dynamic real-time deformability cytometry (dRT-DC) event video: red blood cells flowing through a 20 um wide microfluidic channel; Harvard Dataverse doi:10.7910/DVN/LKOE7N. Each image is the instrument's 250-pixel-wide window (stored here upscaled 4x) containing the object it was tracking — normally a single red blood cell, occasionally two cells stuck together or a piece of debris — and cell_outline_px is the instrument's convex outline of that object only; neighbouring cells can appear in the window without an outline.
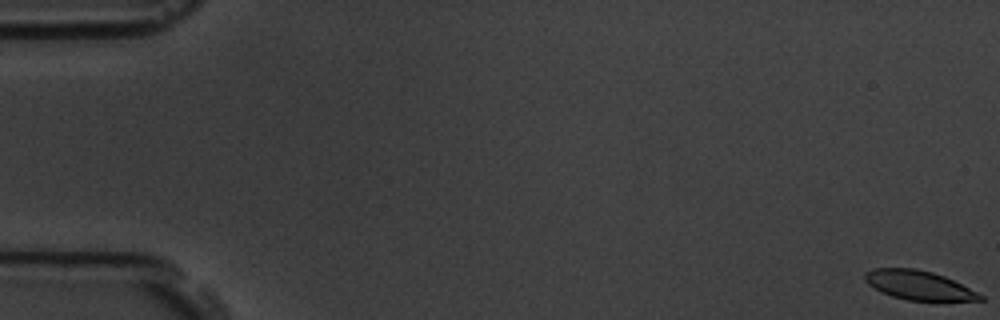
{"species": "common noctule bat (a hibernating species)", "species_latin": "Nyctalus noctula", "temperature_condition": "room temperature", "stored_images_in_passage": 59, "camera_frame_rate_fps": 3000, "um_per_image_px": 0.085, "animal": {"sex": "male", "body_mass_g": 19.5, "forearm_length_mm": 54.6}, "frame": {"image": 1, "passage_image": 1, "time_ms": 0.0, "image_size_px": [1000, 320], "cell_outline_px": [[984, 300], [908, 300], [892, 296], [880, 292], [868, 284], [864, 280], [864, 272], [872, 268], [916, 268], [932, 272], [944, 276], [984, 296]], "centroid_in_image_um": [78.01, 24.23], "position_along_channel_um": 7.0, "area_um2": 19.36}}
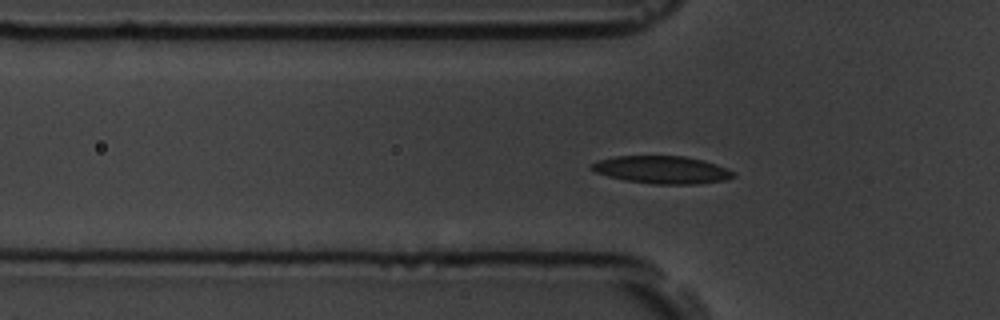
{"frame": {"image": 2, "passage_image": 20, "time_ms": 6.333, "image_size_px": [1000, 320], "cell_outline_px": [[736, 176], [728, 180], [700, 184], [652, 184], [624, 180], [608, 176], [596, 172], [588, 168], [592, 164], [600, 160], [616, 156], [684, 156], [704, 160], [728, 168], [736, 172]], "centroid_in_image_um": [56.34, 14.44], "position_along_channel_um": 69.5, "area_um2": 23.06}}
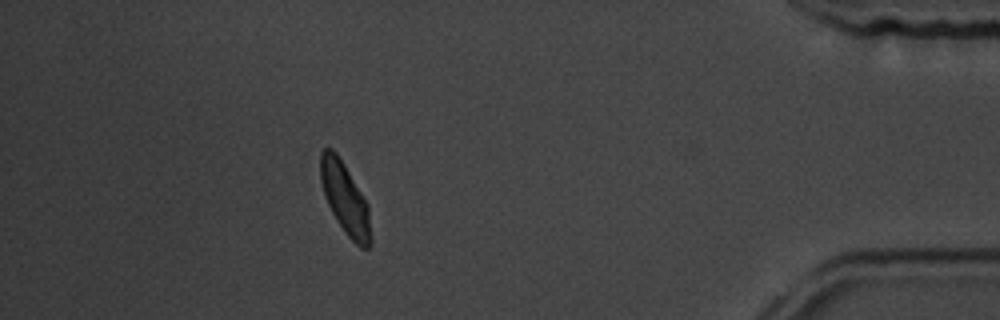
{"frame": {"image": 3, "passage_image": 53, "time_ms": 17.333, "image_size_px": [1000, 320], "cell_outline_px": [[372, 244], [368, 248], [360, 248], [348, 236], [336, 220], [324, 196], [320, 180], [320, 152], [324, 148], [332, 148], [336, 152], [344, 164], [368, 204], [372, 236]], "centroid_in_image_um": [29.34, 16.89], "position_along_channel_um": 405.9, "area_um2": 21.04}, "authors_computed_cell_mechanics": {"area_um2": 21.4438, "velocity_mm_per_s": 3.5154, "shape_relaxation_time_tau1_ms": 3.1915, "shape_relaxation_time_tau2_ms": 3.3303, "deformation_change_tau1": 0.1012, "deformation_change_tau2": 0.0706}}